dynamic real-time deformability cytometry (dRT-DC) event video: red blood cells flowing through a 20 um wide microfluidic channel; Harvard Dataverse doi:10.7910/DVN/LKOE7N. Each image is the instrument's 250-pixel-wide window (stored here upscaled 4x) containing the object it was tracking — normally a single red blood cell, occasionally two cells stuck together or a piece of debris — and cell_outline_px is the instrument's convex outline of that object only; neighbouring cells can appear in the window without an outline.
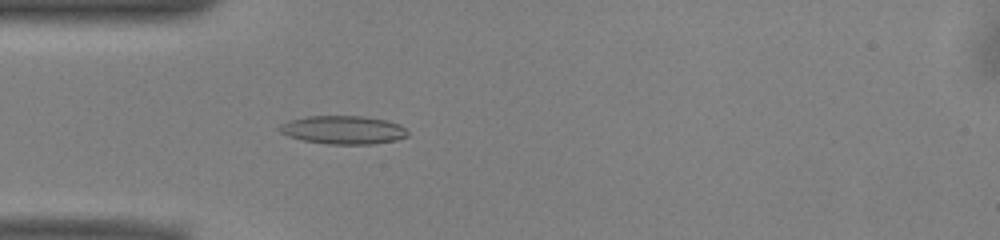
{"species": "common noctule bat (a hibernating species)", "species_latin": "Nyctalus noctula", "temperature_condition": "warm", "stored_images_in_passage": 51, "camera_frame_rate_fps": 3000, "um_per_image_px": 0.085, "animal": {"sex": "male", "body_mass_g": 13.0, "forearm_length_mm": 53.1}, "frame": {"image": 1, "passage_image": 15, "time_ms": 4.667, "image_size_px": [1000, 240], "cell_outline_px": [[408, 136], [396, 140], [372, 144], [328, 144], [304, 140], [288, 136], [280, 132], [276, 128], [280, 124], [288, 120], [308, 116], [360, 116], [388, 120], [400, 124], [408, 132]], "centroid_in_image_um": [29.16, 11.03], "position_along_channel_um": 55.8, "area_um2": 21.27}}
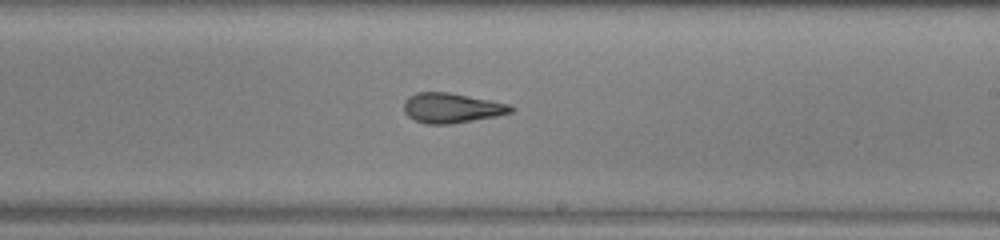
{"frame": {"image": 2, "passage_image": 30, "time_ms": 9.667, "image_size_px": [1000, 240], "cell_outline_px": [[516, 108], [512, 112], [496, 116], [452, 124], [424, 124], [408, 116], [404, 112], [404, 100], [408, 96], [416, 92], [448, 92], [508, 104]], "centroid_in_image_um": [38.35, 9.18], "position_along_channel_um": 250.6, "area_um2": 18.61}}
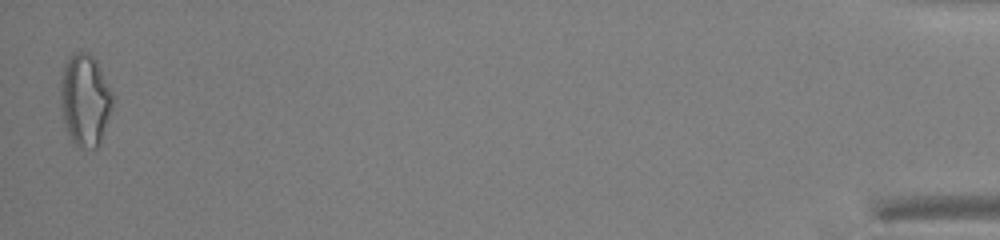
{"frame": {"image": 3, "passage_image": 51, "time_ms": 16.667, "image_size_px": [1000, 240], "cell_outline_px": [[116, 96], [100, 144], [96, 148], [80, 148], [68, 136], [64, 124], [60, 104], [60, 80], [64, 64], [68, 56], [76, 52], [88, 52], [96, 60]], "centroid_in_image_um": [7.24, 8.49], "position_along_channel_um": 428.0, "area_um2": 28.61}, "authors_computed_cell_mechanics": {"area_um2": 19.941, "velocity_mm_per_s": 3.9786, "shape_relaxation_time_tau1_ms": null, "shape_relaxation_time_tau2_ms": 2.4916, "deformation_change_tau1": null, "deformation_change_tau2": 0.123}}